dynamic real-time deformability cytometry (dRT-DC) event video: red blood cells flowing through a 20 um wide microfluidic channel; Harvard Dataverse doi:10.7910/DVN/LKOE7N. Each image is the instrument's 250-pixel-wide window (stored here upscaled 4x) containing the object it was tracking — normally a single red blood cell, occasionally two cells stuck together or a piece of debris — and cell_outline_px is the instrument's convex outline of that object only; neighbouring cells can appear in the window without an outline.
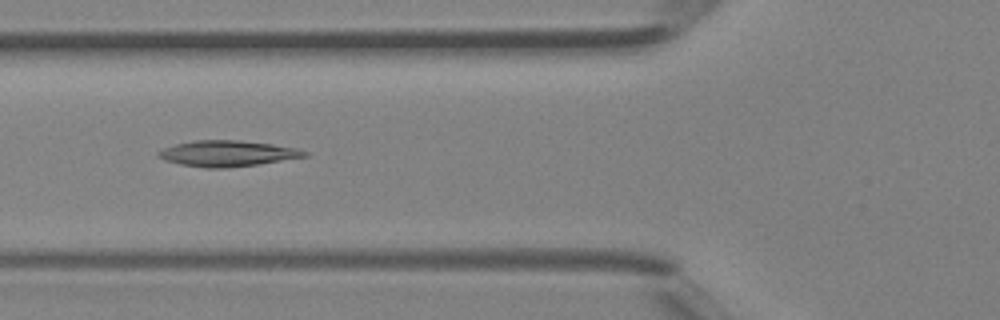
{"species": "Egyptian fruit bat (a non-hibernating species)", "species_latin": "Rousettus aegyptiacus", "temperature_condition": "room temperature", "stored_images_in_passage": 41, "camera_frame_rate_fps": 3000, "um_per_image_px": 0.085, "animal": {"sex": "female"}, "frame": {"image": 1, "passage_image": 15, "time_ms": 4.667, "image_size_px": [1000, 320], "cell_outline_px": [[308, 156], [256, 164], [224, 168], [204, 168], [180, 164], [164, 160], [156, 156], [156, 152], [164, 148], [176, 144], [196, 140], [240, 140], [272, 144], [296, 148], [308, 152]], "centroid_in_image_um": [19.29, 13.04], "position_along_channel_um": 106.5, "area_um2": 21.91}}
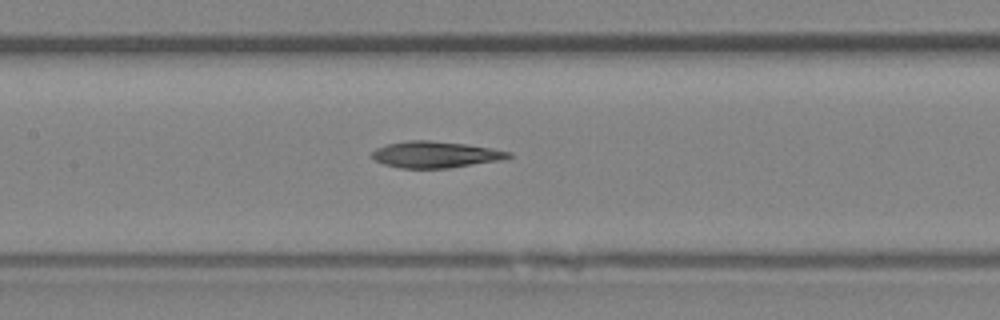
{"frame": {"image": 2, "passage_image": 19, "time_ms": 6.0, "image_size_px": [1000, 320], "cell_outline_px": [[512, 156], [500, 160], [448, 168], [400, 168], [384, 164], [376, 160], [372, 156], [372, 152], [376, 148], [388, 144], [408, 140], [428, 140], [464, 144], [512, 152]], "centroid_in_image_um": [36.98, 13.14], "position_along_channel_um": 170.4, "area_um2": 20.69}}
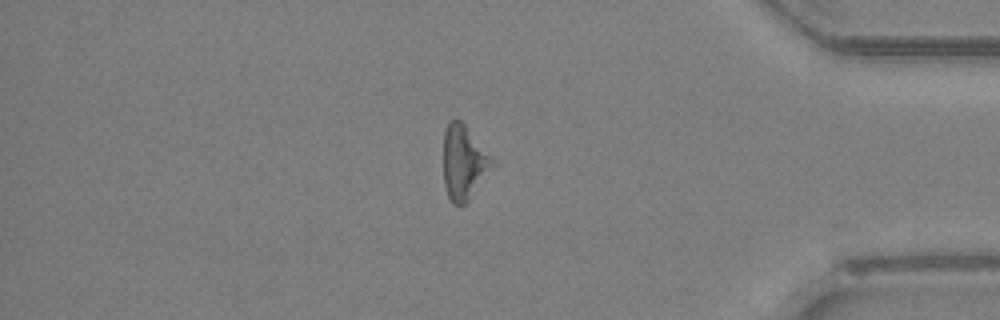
{"frame": {"image": 3, "passage_image": 35, "time_ms": 11.333, "image_size_px": [1000, 320], "cell_outline_px": [[496, 164], [468, 200], [464, 204], [452, 204], [448, 196], [444, 184], [444, 132], [448, 120], [456, 116], [464, 124]], "centroid_in_image_um": [39.4, 13.79], "position_along_channel_um": 395.8, "area_um2": 20.92}}